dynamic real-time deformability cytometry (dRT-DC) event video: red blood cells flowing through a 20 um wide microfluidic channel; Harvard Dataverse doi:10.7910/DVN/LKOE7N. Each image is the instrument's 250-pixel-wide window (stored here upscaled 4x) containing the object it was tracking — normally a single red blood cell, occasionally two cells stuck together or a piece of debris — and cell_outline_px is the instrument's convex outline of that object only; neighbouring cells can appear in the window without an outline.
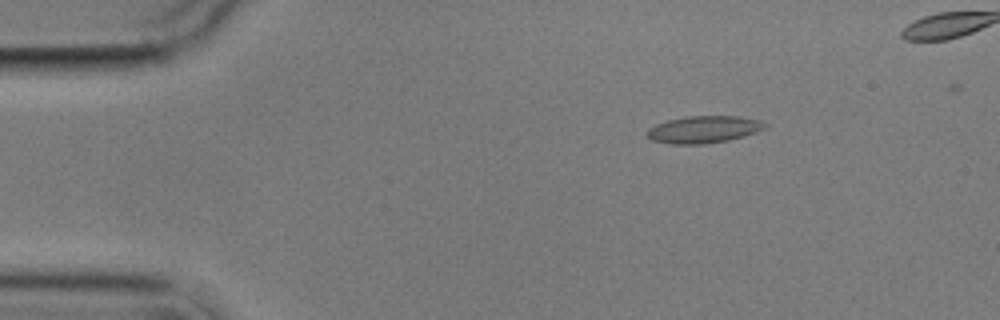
{"species": "common noctule bat (a hibernating species)", "species_latin": "Nyctalus noctula", "temperature_condition": "cold", "stored_images_in_passage": 6, "camera_frame_rate_fps": 3000, "um_per_image_px": 0.085, "animal": {"sex": "male", "body_mass_g": 17.9}, "frame": {"image": 1, "passage_image": 3, "time_ms": 2.333, "image_size_px": [1000, 320], "cell_outline_px": [[768, 124], [764, 128], [756, 132], [744, 136], [728, 140], [704, 144], [668, 144], [652, 140], [648, 136], [648, 128], [656, 124], [668, 120], [684, 116], [740, 116], [760, 120]], "centroid_in_image_um": [59.82, 11.0], "position_along_channel_um": 25.2, "area_um2": 18.67}}